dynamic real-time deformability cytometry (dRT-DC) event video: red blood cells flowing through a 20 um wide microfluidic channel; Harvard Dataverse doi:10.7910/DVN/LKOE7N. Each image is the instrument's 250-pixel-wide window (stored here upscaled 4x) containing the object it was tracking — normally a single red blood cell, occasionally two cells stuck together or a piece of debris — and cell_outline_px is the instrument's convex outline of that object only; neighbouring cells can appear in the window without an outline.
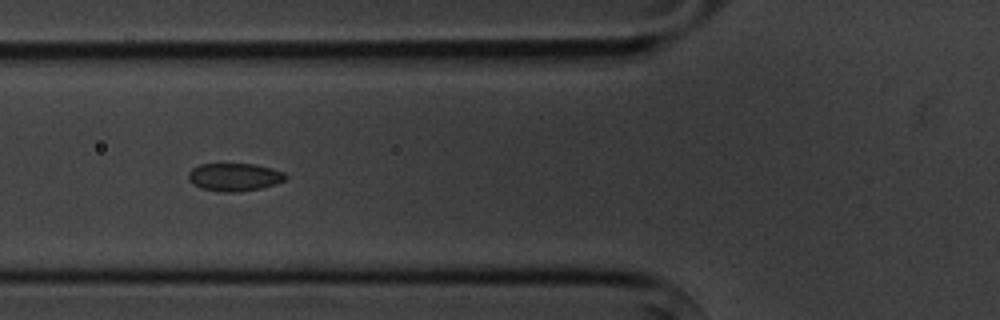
{"species": "common noctule bat (a hibernating species)", "species_latin": "Nyctalus noctula", "temperature_condition": "cold", "stored_images_in_passage": 14, "camera_frame_rate_fps": 3000, "um_per_image_px": 0.085, "animal": {"sex": "male", "body_mass_g": 20.1, "forearm_length_mm": 53.5}, "frame": {"image": 1, "passage_image": 6, "time_ms": 6.667, "image_size_px": [1000, 320], "cell_outline_px": [[288, 176], [284, 180], [276, 184], [260, 188], [236, 192], [216, 192], [200, 188], [192, 184], [188, 180], [188, 172], [192, 168], [200, 164], [256, 164], [272, 168], [284, 172]], "centroid_in_image_um": [19.9, 15.05], "position_along_channel_um": 105.9, "area_um2": 16.01}}
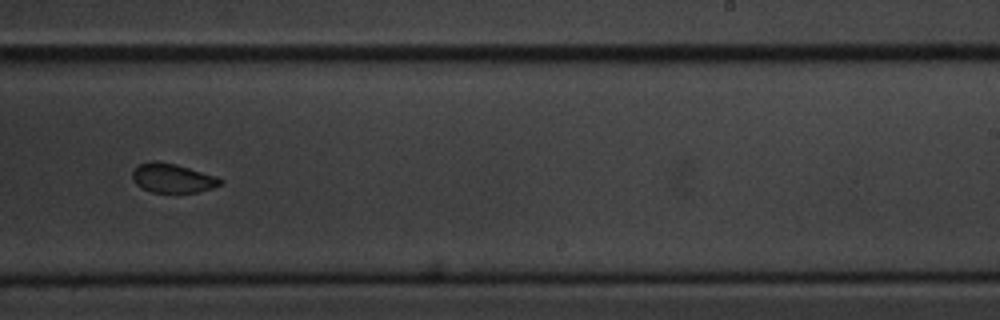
{"frame": {"image": 2, "passage_image": 10, "time_ms": 11.333, "image_size_px": [1000, 320], "cell_outline_px": [[224, 180], [220, 184], [212, 188], [196, 192], [152, 192], [136, 184], [132, 180], [132, 172], [140, 164], [152, 160], [156, 160], [176, 164], [216, 176]], "centroid_in_image_um": [14.66, 15.13], "position_along_channel_um": 274.3, "area_um2": 14.8}}
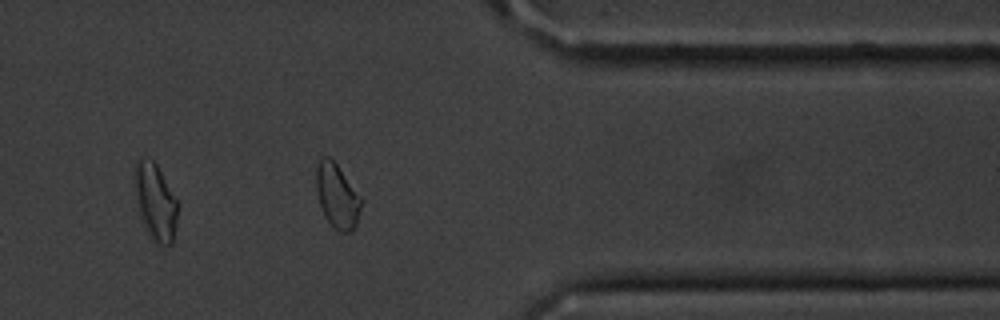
{"frame": {"image": 3, "passage_image": 13, "time_ms": 14.667, "image_size_px": [1000, 320], "cell_outline_px": [[364, 200], [356, 228], [352, 232], [340, 232], [328, 220], [320, 204], [316, 192], [316, 168], [320, 160], [324, 156], [328, 156], [336, 164]], "centroid_in_image_um": [28.7, 16.68], "position_along_channel_um": 382.7, "area_um2": 16.82}}